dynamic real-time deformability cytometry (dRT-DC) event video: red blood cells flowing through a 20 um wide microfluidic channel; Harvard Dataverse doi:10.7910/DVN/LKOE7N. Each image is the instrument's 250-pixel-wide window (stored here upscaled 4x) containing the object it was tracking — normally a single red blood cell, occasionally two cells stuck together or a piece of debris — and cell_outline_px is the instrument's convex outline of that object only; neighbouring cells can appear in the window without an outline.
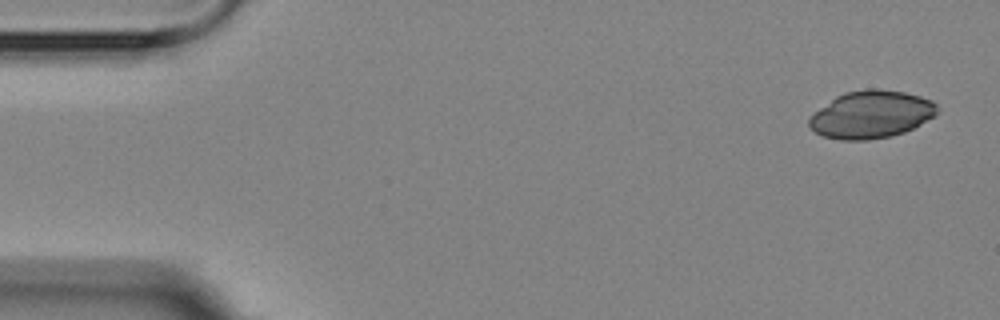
{"species": "Egyptian fruit bat (a non-hibernating species)", "species_latin": "Rousettus aegyptiacus", "temperature_condition": "room temperature", "stored_images_in_passage": 4, "camera_frame_rate_fps": 3000, "um_per_image_px": 0.085, "animal": {"sex": "female"}, "frame": {"image": 1, "passage_image": 1, "time_ms": 0.0, "image_size_px": [1000, 320], "cell_outline_px": [[940, 112], [936, 116], [904, 132], [892, 136], [868, 140], [840, 140], [824, 136], [816, 132], [808, 124], [808, 116], [836, 96], [844, 92], [868, 88], [876, 88], [904, 92], [920, 96], [932, 100], [940, 108]], "centroid_in_image_um": [74.07, 9.72], "position_along_channel_um": 10.9, "area_um2": 35.78}}